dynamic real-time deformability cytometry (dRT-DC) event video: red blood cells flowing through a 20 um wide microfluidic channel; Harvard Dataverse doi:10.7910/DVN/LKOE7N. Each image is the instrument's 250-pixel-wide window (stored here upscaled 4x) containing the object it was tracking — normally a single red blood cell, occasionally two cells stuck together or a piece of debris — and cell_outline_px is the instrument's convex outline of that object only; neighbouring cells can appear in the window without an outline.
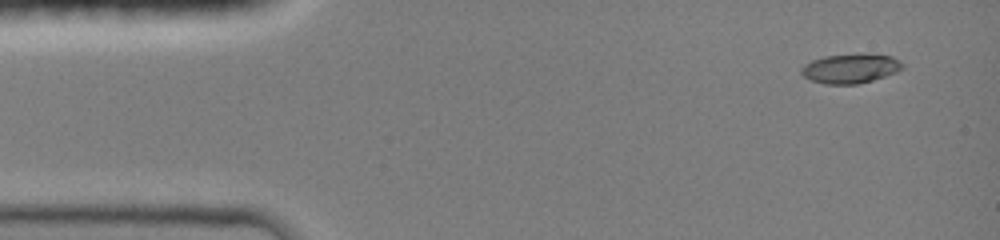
{"species": "common noctule bat (a hibernating species)", "species_latin": "Nyctalus noctula", "temperature_condition": "room temperature", "stored_images_in_passage": 4, "camera_frame_rate_fps": 3000, "um_per_image_px": 0.085, "animal": {"sex": "female", "body_mass_g": 19.0, "forearm_length_mm": 51.5}, "frame": {"image": 1, "passage_image": 1, "time_ms": 0.0, "image_size_px": [1000, 240], "cell_outline_px": [[904, 68], [896, 72], [872, 80], [856, 84], [824, 84], [812, 80], [804, 76], [800, 72], [800, 68], [804, 64], [812, 60], [824, 56], [868, 52], [892, 56], [904, 64]], "centroid_in_image_um": [72.3, 5.79], "position_along_channel_um": 12.7, "area_um2": 17.63}}
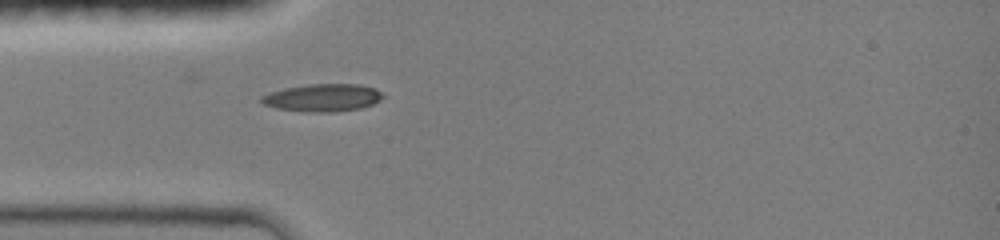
{"frame": {"image": 2, "passage_image": 4, "time_ms": 3.333, "image_size_px": [1000, 240], "cell_outline_px": [[384, 96], [380, 100], [372, 104], [360, 108], [332, 112], [308, 112], [276, 108], [264, 104], [260, 100], [260, 96], [268, 92], [284, 88], [308, 84], [360, 84], [376, 88]], "centroid_in_image_um": [27.41, 8.29], "position_along_channel_um": 57.6, "area_um2": 19.59}}